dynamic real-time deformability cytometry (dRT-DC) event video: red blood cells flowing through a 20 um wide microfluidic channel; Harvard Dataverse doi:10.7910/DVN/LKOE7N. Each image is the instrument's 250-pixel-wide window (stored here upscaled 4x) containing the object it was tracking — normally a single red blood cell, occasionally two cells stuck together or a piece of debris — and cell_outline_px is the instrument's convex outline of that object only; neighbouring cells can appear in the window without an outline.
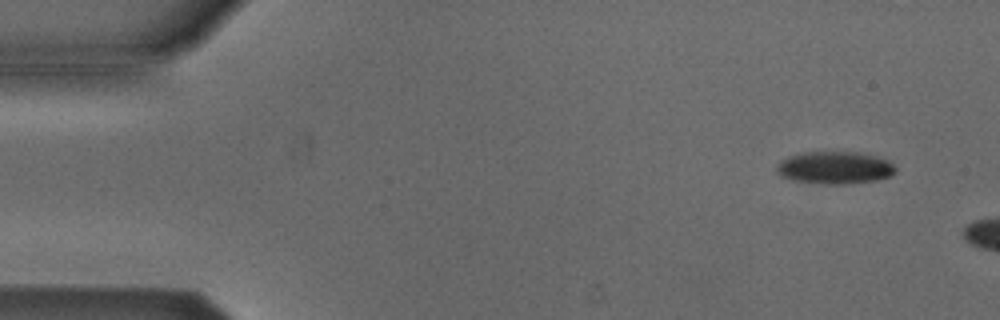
{"species": "Egyptian fruit bat (a non-hibernating species)", "species_latin": "Rousettus aegyptiacus", "temperature_condition": "cold", "stored_images_in_passage": 3, "camera_frame_rate_fps": 3000, "um_per_image_px": 0.085, "animal": {"sex": "male"}, "frame": {"image": 1, "passage_image": 2, "time_ms": 1.0, "image_size_px": [1000, 320], "cell_outline_px": [[896, 172], [892, 176], [876, 180], [848, 184], [820, 184], [792, 180], [780, 176], [776, 172], [776, 164], [780, 160], [788, 156], [804, 152], [852, 152], [872, 156], [888, 160], [896, 168]], "centroid_in_image_um": [70.91, 14.27], "position_along_channel_um": 14.1, "area_um2": 22.6}}